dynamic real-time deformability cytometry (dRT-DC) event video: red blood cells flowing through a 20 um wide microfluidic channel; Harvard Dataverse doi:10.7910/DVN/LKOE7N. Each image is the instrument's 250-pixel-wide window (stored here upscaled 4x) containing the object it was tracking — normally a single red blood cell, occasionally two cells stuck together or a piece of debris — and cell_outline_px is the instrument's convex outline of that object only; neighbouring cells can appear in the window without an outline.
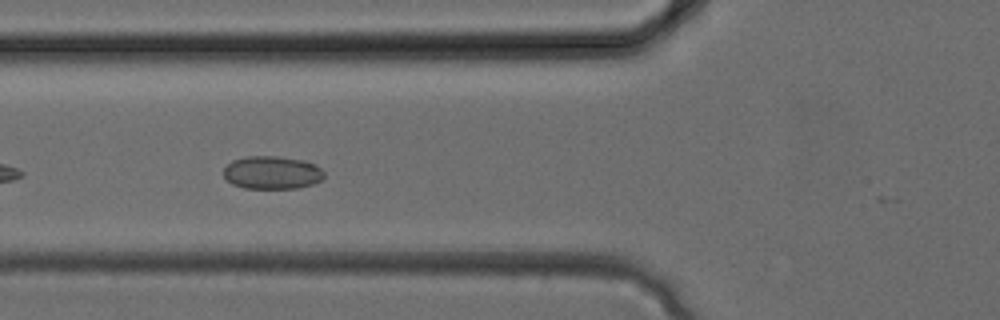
{"species": "common noctule bat (a hibernating species)", "species_latin": "Nyctalus noctula", "temperature_condition": "cold", "stored_images_in_passage": 9, "camera_frame_rate_fps": 3000, "um_per_image_px": 0.085, "animal": {"sex": "female", "body_mass_g": 24.6, "forearm_length_mm": 56.2}, "frame": {"image": 1, "passage_image": 3, "time_ms": 0.667, "image_size_px": [1000, 320], "cell_outline_px": [[324, 176], [320, 180], [312, 184], [296, 188], [244, 188], [232, 184], [224, 176], [224, 168], [232, 160], [244, 156], [276, 156], [304, 160], [316, 164], [324, 172]], "centroid_in_image_um": [23.12, 14.66], "position_along_channel_um": 102.7, "area_um2": 19.36}}
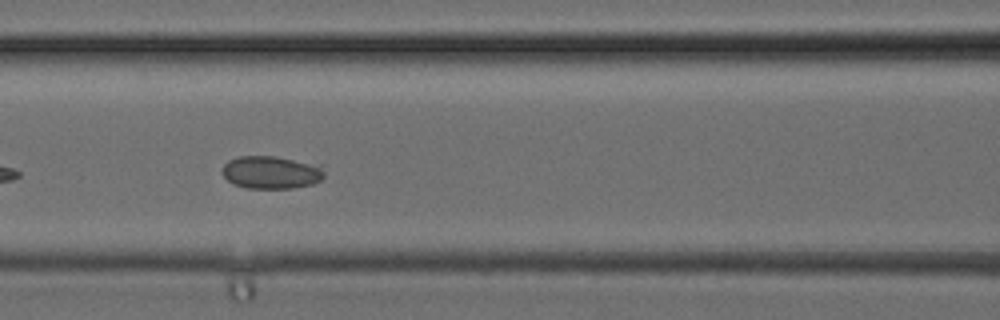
{"frame": {"image": 2, "passage_image": 5, "time_ms": 1.333, "image_size_px": [1000, 320], "cell_outline_px": [[324, 176], [320, 180], [312, 184], [292, 188], [244, 188], [228, 180], [224, 176], [224, 164], [228, 160], [240, 156], [276, 156], [320, 164], [324, 172]], "centroid_in_image_um": [23.09, 14.64], "position_along_channel_um": 143.5, "area_um2": 19.48}}
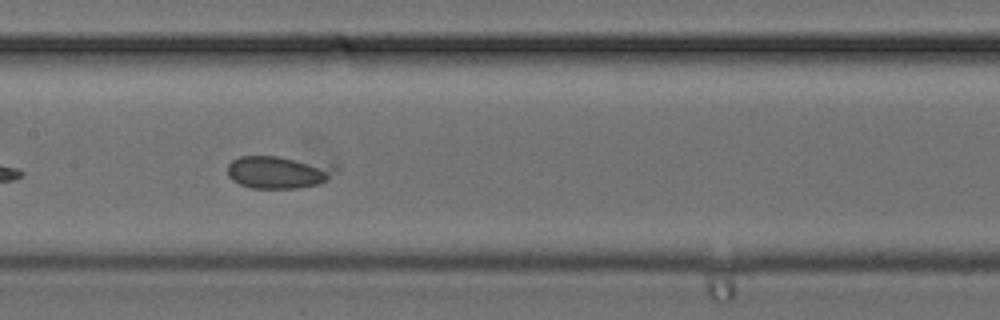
{"frame": {"image": 3, "passage_image": 7, "time_ms": 2.0, "image_size_px": [1000, 320], "cell_outline_px": [[340, 168], [324, 180], [316, 184], [296, 188], [252, 188], [240, 184], [232, 180], [228, 176], [228, 164], [232, 160], [240, 156], [276, 156], [340, 164]], "centroid_in_image_um": [23.69, 14.6], "position_along_channel_um": 183.7, "area_um2": 20.69}}